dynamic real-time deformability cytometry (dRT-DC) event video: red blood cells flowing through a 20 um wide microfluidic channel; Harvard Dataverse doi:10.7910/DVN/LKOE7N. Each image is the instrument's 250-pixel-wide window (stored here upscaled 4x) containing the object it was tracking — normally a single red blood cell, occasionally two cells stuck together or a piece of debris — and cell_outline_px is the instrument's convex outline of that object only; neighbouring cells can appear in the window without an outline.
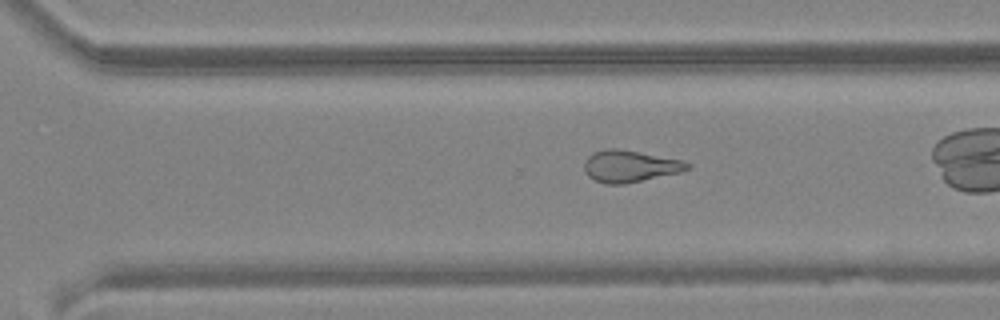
{"species": "common noctule bat (a hibernating species)", "species_latin": "Nyctalus noctula", "temperature_condition": "warm", "stored_images_in_passage": 42, "camera_frame_rate_fps": 3000, "um_per_image_px": 0.085, "animal": {"sex": "female", "body_mass_g": 24.6, "forearm_length_mm": 56.2}, "frame": {"image": 1, "passage_image": 36, "time_ms": 11.667, "image_size_px": [1000, 320], "cell_outline_px": [[692, 168], [680, 172], [624, 184], [604, 184], [588, 176], [584, 168], [584, 160], [592, 152], [608, 148], [616, 148], [684, 160], [692, 164]], "centroid_in_image_um": [53.55, 14.12], "position_along_channel_um": 317.0, "area_um2": 19.19}}